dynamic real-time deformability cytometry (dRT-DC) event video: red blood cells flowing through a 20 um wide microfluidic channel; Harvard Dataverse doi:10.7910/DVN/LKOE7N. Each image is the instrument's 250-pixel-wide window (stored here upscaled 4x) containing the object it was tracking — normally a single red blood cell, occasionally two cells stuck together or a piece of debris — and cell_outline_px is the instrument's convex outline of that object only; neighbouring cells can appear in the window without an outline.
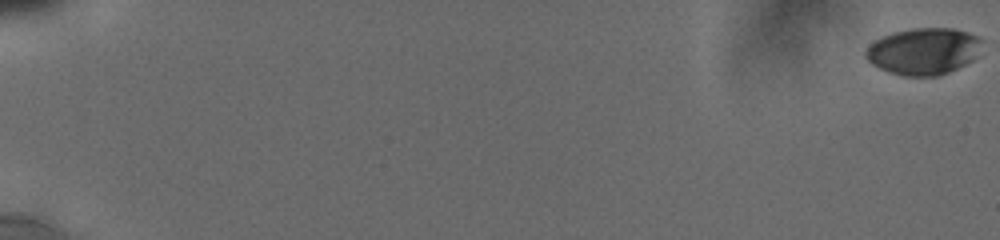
{"species": "human", "species_latin": "Homo sapiens", "temperature_condition": "cold", "stored_images_in_passage": 18, "camera_frame_rate_fps": 3000, "um_per_image_px": 0.085, "donor": {"sex": "male"}, "frame": {"image": 1, "passage_image": 1, "time_ms": 0.0, "image_size_px": [1000, 240], "cell_outline_px": [[984, 40], [972, 60], [948, 72], [936, 76], [904, 76], [888, 72], [872, 64], [864, 56], [864, 52], [876, 40], [892, 32], [916, 28], [952, 28], [968, 32], [980, 36]], "centroid_in_image_um": [78.51, 4.35], "position_along_channel_um": 6.5, "area_um2": 31.5}}
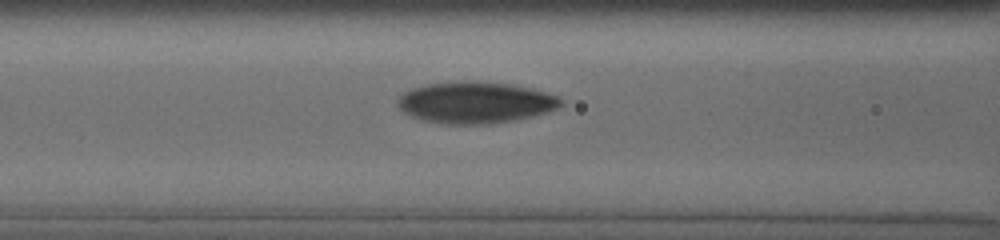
{"frame": {"image": 2, "passage_image": 16, "time_ms": 9.0, "image_size_px": [1000, 240], "cell_outline_px": [[564, 104], [556, 108], [532, 116], [512, 120], [484, 124], [444, 124], [420, 120], [404, 112], [396, 104], [396, 100], [404, 92], [412, 88], [428, 84], [464, 80], [468, 80], [508, 84], [528, 88], [560, 96], [564, 100]], "centroid_in_image_um": [40.37, 8.71], "position_along_channel_um": 126.2, "area_um2": 39.36}}
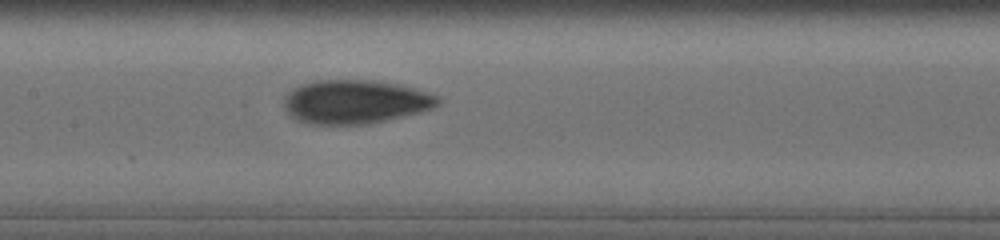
{"frame": {"image": 3, "passage_image": 18, "time_ms": 10.333, "image_size_px": [1000, 240], "cell_outline_px": [[440, 104], [432, 108], [384, 120], [364, 124], [312, 124], [296, 120], [284, 108], [284, 96], [292, 88], [300, 84], [316, 80], [372, 80], [396, 84], [416, 88], [440, 96]], "centroid_in_image_um": [30.16, 8.63], "position_along_channel_um": 177.2, "area_um2": 39.13}}